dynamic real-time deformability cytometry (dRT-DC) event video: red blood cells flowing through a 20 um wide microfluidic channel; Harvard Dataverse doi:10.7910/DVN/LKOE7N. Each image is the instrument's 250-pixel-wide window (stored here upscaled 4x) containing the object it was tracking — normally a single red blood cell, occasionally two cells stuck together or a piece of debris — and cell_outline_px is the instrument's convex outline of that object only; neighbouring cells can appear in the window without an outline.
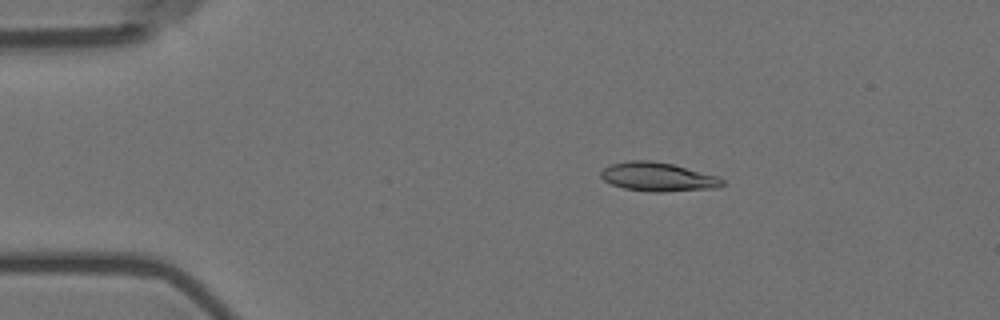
{"species": "Egyptian fruit bat (a non-hibernating species)", "species_latin": "Rousettus aegyptiacus", "temperature_condition": "room temperature", "stored_images_in_passage": 21, "camera_frame_rate_fps": 3000, "um_per_image_px": 0.085, "animal": {"sex": "female"}, "frame": {"image": 1, "passage_image": 10, "time_ms": 3.0, "image_size_px": [1000, 320], "cell_outline_px": [[724, 184], [716, 188], [660, 192], [652, 192], [624, 188], [612, 184], [604, 180], [600, 176], [600, 172], [604, 168], [612, 164], [628, 160], [652, 160], [672, 164], [720, 176], [724, 180]], "centroid_in_image_um": [55.94, 15.03], "position_along_channel_um": 29.1, "area_um2": 20.46}}
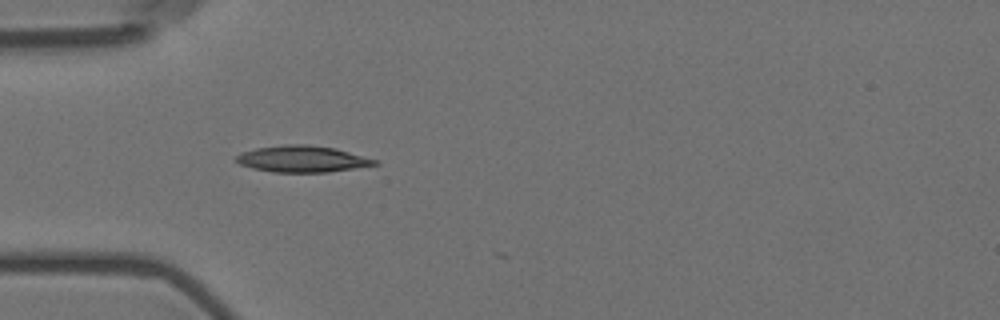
{"frame": {"image": 2, "passage_image": 17, "time_ms": 5.333, "image_size_px": [1000, 320], "cell_outline_px": [[380, 164], [328, 172], [272, 172], [252, 168], [240, 164], [236, 160], [236, 156], [240, 152], [256, 148], [284, 144], [304, 144], [336, 148], [376, 160]], "centroid_in_image_um": [25.66, 13.51], "position_along_channel_um": 59.3, "area_um2": 21.27}}
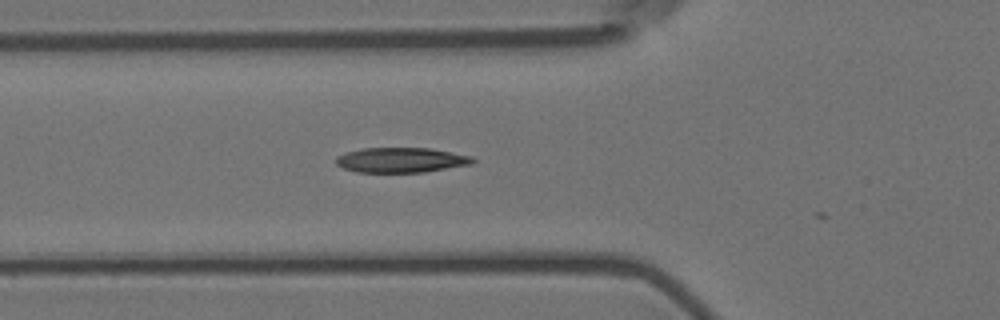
{"frame": {"image": 3, "passage_image": 20, "time_ms": 6.333, "image_size_px": [1000, 320], "cell_outline_px": [[476, 160], [472, 164], [424, 172], [356, 172], [344, 168], [336, 164], [336, 156], [360, 148], [432, 148], [472, 156]], "centroid_in_image_um": [34.11, 13.6], "position_along_channel_um": 91.7, "area_um2": 19.94}}